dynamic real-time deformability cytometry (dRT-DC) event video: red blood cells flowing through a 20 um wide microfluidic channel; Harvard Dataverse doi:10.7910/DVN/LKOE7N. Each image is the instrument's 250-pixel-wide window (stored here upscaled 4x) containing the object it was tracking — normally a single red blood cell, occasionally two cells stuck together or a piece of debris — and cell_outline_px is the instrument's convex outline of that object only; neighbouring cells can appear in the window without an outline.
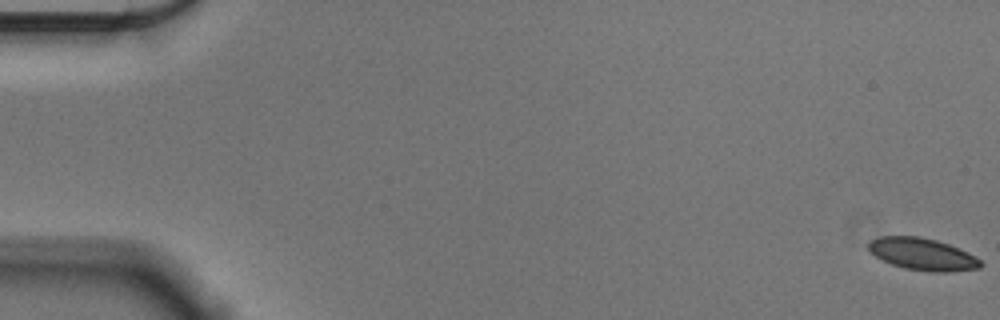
{"species": "Egyptian fruit bat (a non-hibernating species)", "species_latin": "Rousettus aegyptiacus", "temperature_condition": "cold", "stored_images_in_passage": 57, "camera_frame_rate_fps": 3000, "um_per_image_px": 0.085, "animal": {"sex": "male"}, "frame": {"image": 1, "passage_image": 1, "time_ms": 0.0, "image_size_px": [1000, 320], "cell_outline_px": [[984, 264], [980, 268], [952, 272], [928, 272], [904, 268], [892, 264], [876, 256], [868, 248], [868, 240], [880, 236], [920, 236], [936, 240], [960, 248], [968, 252], [980, 260]], "centroid_in_image_um": [78.44, 21.6], "position_along_channel_um": 6.6, "area_um2": 21.1}}
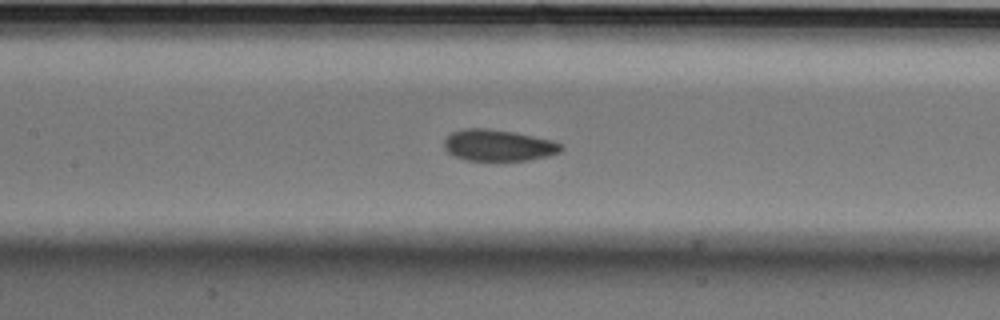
{"frame": {"image": 2, "passage_image": 27, "time_ms": 8.667, "image_size_px": [1000, 320], "cell_outline_px": [[564, 148], [560, 152], [548, 156], [528, 160], [464, 160], [452, 156], [444, 148], [444, 140], [452, 132], [464, 128], [488, 128], [516, 132], [552, 140], [564, 144]], "centroid_in_image_um": [42.37, 12.35], "position_along_channel_um": 165.0, "area_um2": 21.68}}
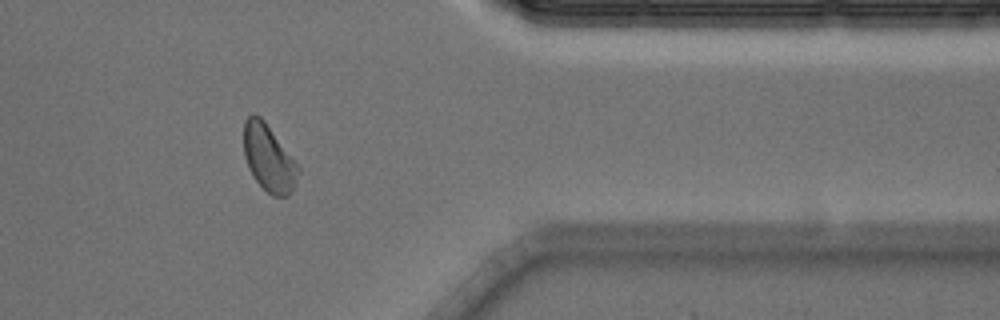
{"frame": {"image": 3, "passage_image": 47, "time_ms": 15.333, "image_size_px": [1000, 320], "cell_outline_px": [[300, 172], [296, 184], [288, 196], [272, 196], [252, 176], [248, 168], [244, 156], [244, 120], [252, 112], [260, 116], [264, 120], [300, 168]], "centroid_in_image_um": [22.83, 13.43], "position_along_channel_um": 388.6, "area_um2": 21.15}, "authors_computed_cell_mechanics": {"area_um2": 21.4438, "velocity_mm_per_s": 3.5924, "shape_relaxation_time_tau1_ms": 3.846, "shape_relaxation_time_tau2_ms": 3.9399, "deformation_change_tau1": 0.0955, "deformation_change_tau2": 0.0672}}